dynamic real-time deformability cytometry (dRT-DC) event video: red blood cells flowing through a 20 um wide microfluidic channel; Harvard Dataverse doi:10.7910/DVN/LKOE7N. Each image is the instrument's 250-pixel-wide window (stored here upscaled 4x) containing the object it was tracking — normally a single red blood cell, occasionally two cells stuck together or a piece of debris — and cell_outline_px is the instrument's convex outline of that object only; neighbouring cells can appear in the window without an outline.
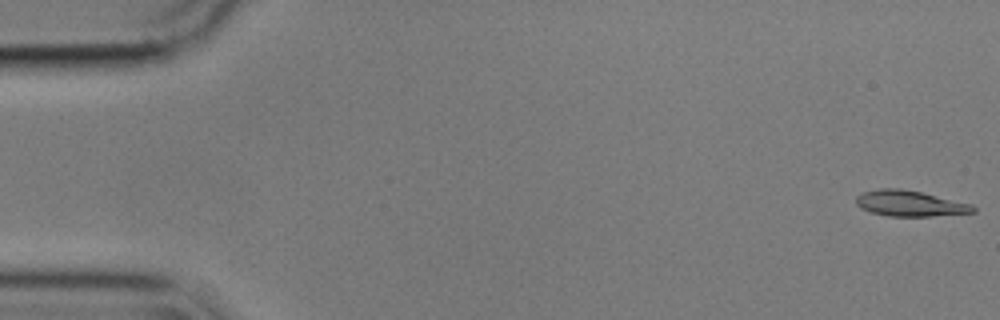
{"species": "common noctule bat (a hibernating species)", "species_latin": "Nyctalus noctula", "temperature_condition": "cold", "stored_images_in_passage": 55, "camera_frame_rate_fps": 3000, "um_per_image_px": 0.085, "animal": {"sex": "male", "body_mass_g": 17.9}, "frame": {"image": 1, "passage_image": 1, "time_ms": 0.0, "image_size_px": [1000, 320], "cell_outline_px": [[976, 212], [932, 216], [888, 216], [872, 212], [860, 208], [856, 204], [856, 196], [860, 192], [880, 188], [900, 188], [920, 192], [972, 204], [976, 208]], "centroid_in_image_um": [77.31, 17.29], "position_along_channel_um": 7.7, "area_um2": 17.57}}
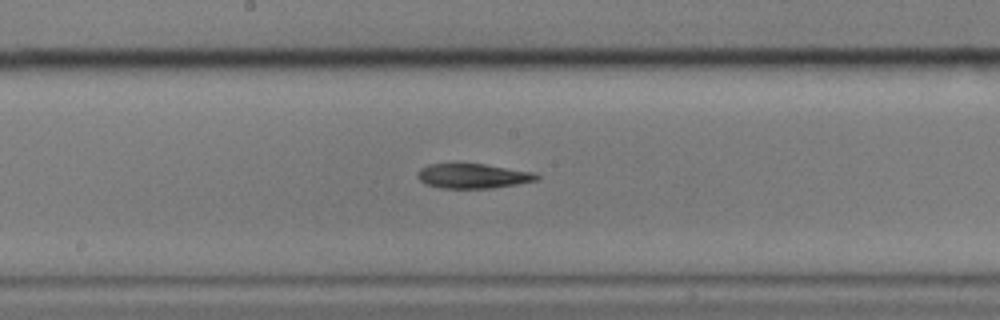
{"frame": {"image": 2, "passage_image": 29, "time_ms": 9.333, "image_size_px": [1000, 320], "cell_outline_px": [[540, 180], [492, 188], [440, 188], [424, 184], [416, 176], [416, 172], [420, 168], [428, 164], [484, 164], [536, 172], [540, 176]], "centroid_in_image_um": [40.2, 14.96], "position_along_channel_um": 208.0, "area_um2": 17.34}}
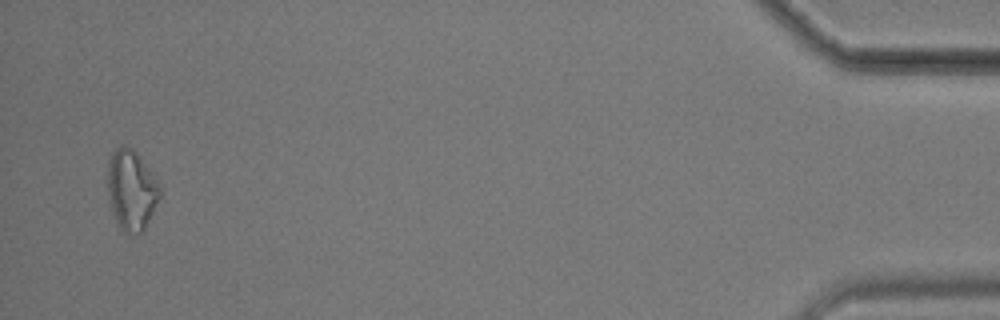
{"frame": {"image": 3, "passage_image": 54, "time_ms": 17.667, "image_size_px": [1000, 320], "cell_outline_px": [[160, 196], [144, 232], [124, 232], [120, 228], [112, 212], [108, 196], [108, 164], [112, 152], [120, 144], [124, 144], [132, 148], [136, 152], [148, 168], [156, 180], [160, 188]], "centroid_in_image_um": [11.16, 16.14], "position_along_channel_um": 424.0, "area_um2": 24.22}}